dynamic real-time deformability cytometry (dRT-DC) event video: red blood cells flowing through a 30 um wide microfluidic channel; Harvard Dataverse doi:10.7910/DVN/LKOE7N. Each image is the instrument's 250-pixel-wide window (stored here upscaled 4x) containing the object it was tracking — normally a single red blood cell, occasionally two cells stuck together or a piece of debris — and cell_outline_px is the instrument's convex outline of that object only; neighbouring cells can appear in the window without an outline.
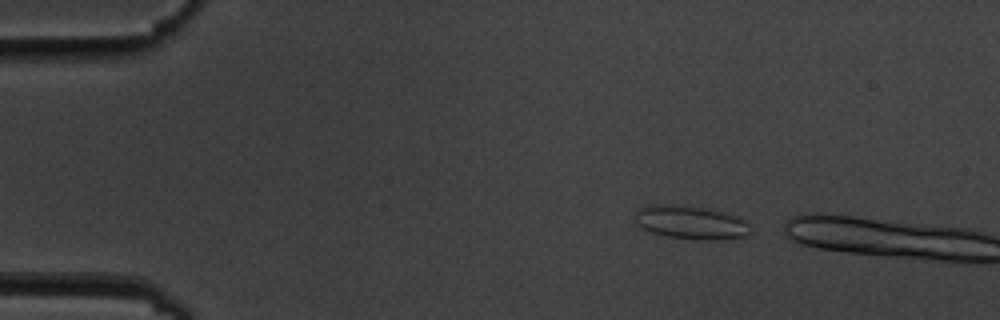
{"species": "common noctule bat (a hibernating species)", "species_latin": "Nyctalus noctula", "temperature_condition": "cold", "stored_images_in_passage": 4, "camera_frame_rate_fps": 3000, "um_per_image_px": 0.085, "animal": {"sex": "male", "body_mass_g": 19.5, "forearm_length_mm": 54.6}, "frame": {"image": 1, "passage_image": 1, "time_ms": 0.0, "image_size_px": [1000, 320], "cell_outline_px": [[752, 228], [748, 236], [716, 240], [700, 240], [668, 236], [652, 232], [636, 224], [636, 212], [640, 208], [652, 204], [672, 204], [700, 208], [740, 216]], "centroid_in_image_um": [58.76, 18.92], "position_along_channel_um": 26.2, "area_um2": 22.31}}